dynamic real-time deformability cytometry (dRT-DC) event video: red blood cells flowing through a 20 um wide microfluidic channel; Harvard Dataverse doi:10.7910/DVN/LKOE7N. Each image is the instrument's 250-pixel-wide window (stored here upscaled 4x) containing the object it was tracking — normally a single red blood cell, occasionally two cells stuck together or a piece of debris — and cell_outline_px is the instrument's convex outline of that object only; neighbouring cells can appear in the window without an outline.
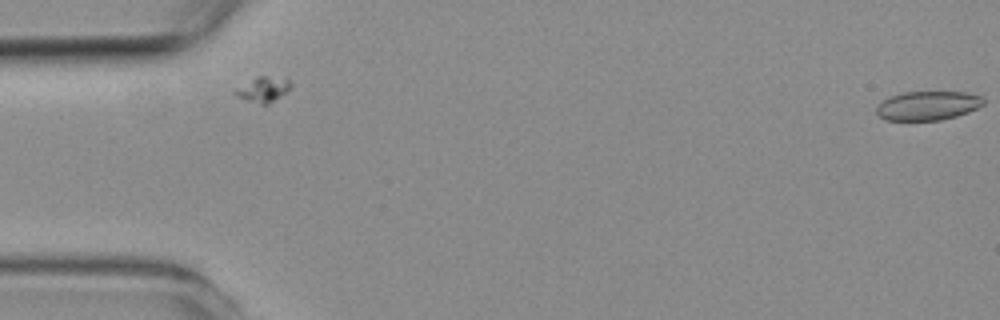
{"species": "common noctule bat (a hibernating species)", "species_latin": "Nyctalus noctula", "temperature_condition": "room temperature", "stored_images_in_passage": 2, "camera_frame_rate_fps": 3000, "um_per_image_px": 0.085, "animal": {"sex": "female", "body_mass_g": 19.3, "forearm_length_mm": 54.1}, "frame": {"image": 1, "passage_image": 2, "time_ms": 1.333, "image_size_px": [1000, 320], "cell_outline_px": [[984, 104], [968, 112], [956, 116], [940, 120], [888, 120], [880, 116], [876, 112], [876, 108], [888, 96], [904, 92], [968, 92], [980, 96], [984, 100]], "centroid_in_image_um": [78.87, 8.97], "position_along_channel_um": 6.1, "area_um2": 17.98}}